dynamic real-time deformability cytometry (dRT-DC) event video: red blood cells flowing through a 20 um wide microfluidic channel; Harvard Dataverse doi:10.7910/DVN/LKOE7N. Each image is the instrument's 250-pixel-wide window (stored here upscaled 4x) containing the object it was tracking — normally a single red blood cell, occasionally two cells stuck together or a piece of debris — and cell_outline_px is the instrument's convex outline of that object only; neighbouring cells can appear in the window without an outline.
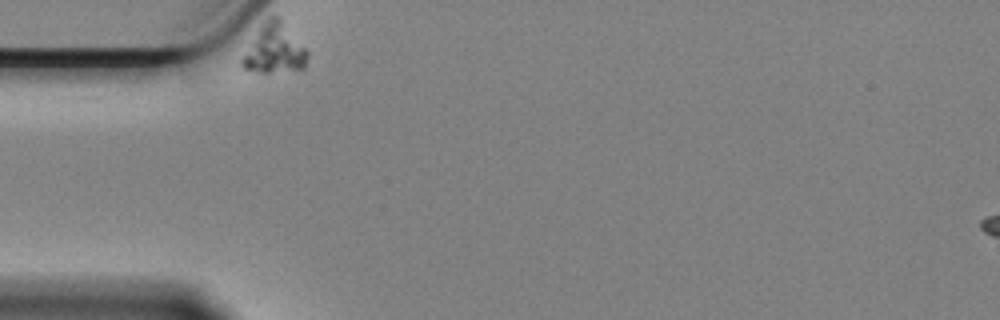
{"species": "Egyptian fruit bat (a non-hibernating species)", "species_latin": "Rousettus aegyptiacus", "temperature_condition": "cold", "stored_images_in_passage": 44, "camera_frame_rate_fps": 3000, "um_per_image_px": 0.085, "animal": {"sex": "female"}, "frame": {"image": 1, "passage_image": 1, "time_ms": 0.0, "image_size_px": [1000, 320], "cell_outline_px": [[308, 56], [304, 68], [268, 72], [256, 72], [244, 68], [240, 64], [240, 60], [260, 24], [268, 16], [280, 16], [308, 52]], "centroid_in_image_um": [23.3, 4.12], "position_along_channel_um": 61.7, "area_um2": 18.73}}
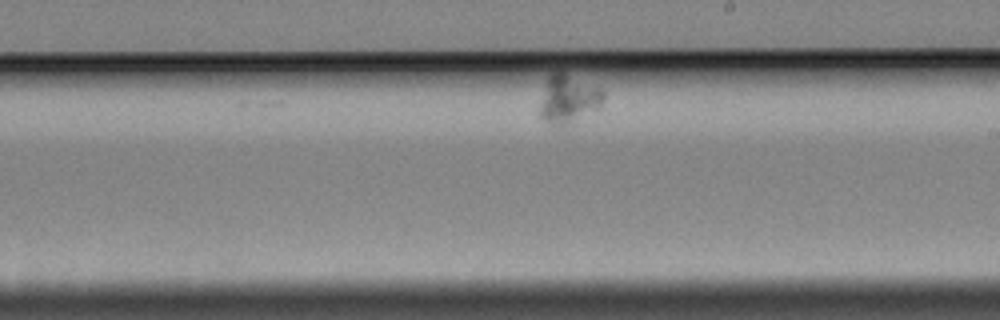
{"frame": {"image": 2, "passage_image": 26, "time_ms": 8.333, "image_size_px": [1000, 320], "cell_outline_px": [[604, 100], [600, 108], [568, 124], [552, 124], [544, 120], [540, 116], [540, 104], [548, 76], [552, 72], [564, 72], [600, 88], [604, 92]], "centroid_in_image_um": [48.34, 8.4], "position_along_channel_um": 240.7, "area_um2": 17.63}}
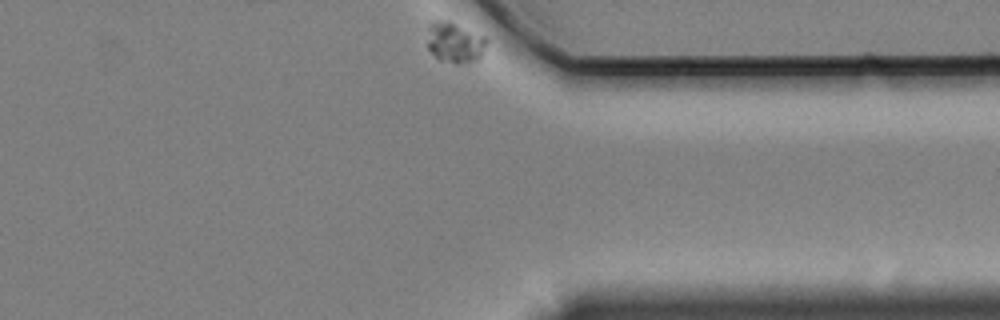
{"frame": {"image": 3, "passage_image": 44, "time_ms": 14.333, "image_size_px": [1000, 320], "cell_outline_px": [[488, 40], [480, 60], [456, 64], [440, 60], [428, 48], [428, 24], [432, 20], [452, 20], [484, 36]], "centroid_in_image_um": [38.67, 3.58], "position_along_channel_um": 372.7, "area_um2": 14.39}}